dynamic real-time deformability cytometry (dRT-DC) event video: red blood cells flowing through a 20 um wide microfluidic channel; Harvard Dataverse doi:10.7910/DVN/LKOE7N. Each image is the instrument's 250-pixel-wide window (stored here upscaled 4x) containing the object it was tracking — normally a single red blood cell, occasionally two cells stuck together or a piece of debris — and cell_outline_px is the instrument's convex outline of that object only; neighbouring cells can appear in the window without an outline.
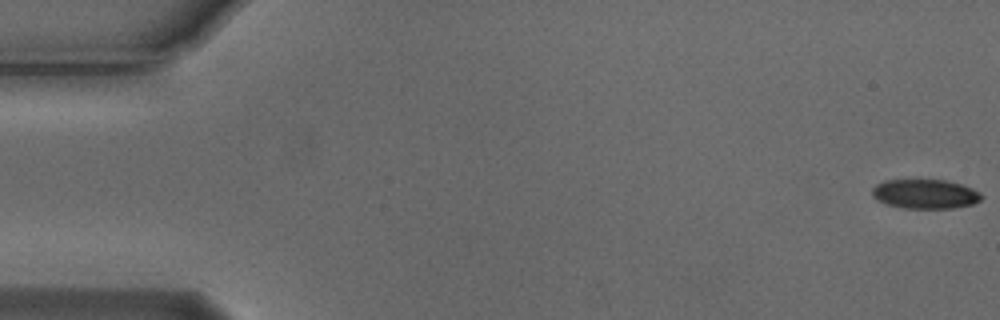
{"species": "Egyptian fruit bat (a non-hibernating species)", "species_latin": "Rousettus aegyptiacus", "temperature_condition": "cold", "stored_images_in_passage": 5, "camera_frame_rate_fps": 3000, "um_per_image_px": 0.085, "animal": {"sex": "male"}, "frame": {"image": 1, "passage_image": 1, "time_ms": 0.0, "image_size_px": [1000, 320], "cell_outline_px": [[984, 196], [980, 200], [972, 204], [952, 208], [904, 208], [888, 204], [876, 200], [872, 196], [872, 188], [876, 184], [884, 180], [944, 180], [960, 184], [972, 188], [980, 192]], "centroid_in_image_um": [78.62, 16.48], "position_along_channel_um": 6.4, "area_um2": 18.67}}
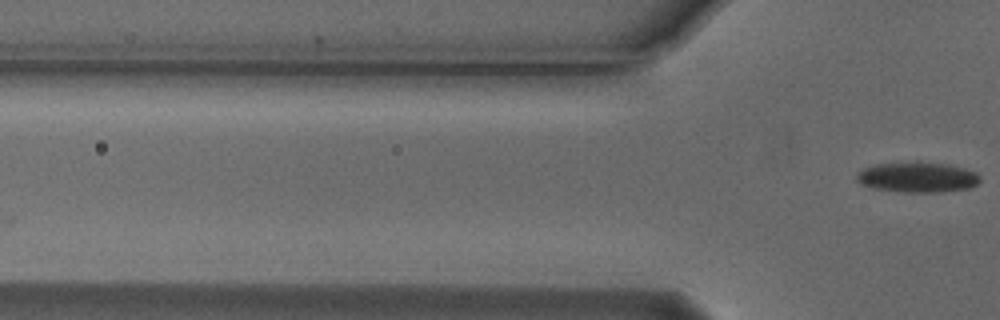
{"frame": {"image": 2, "passage_image": 5, "time_ms": 1.333, "image_size_px": [1000, 320], "cell_outline_px": [[980, 180], [976, 184], [968, 188], [940, 192], [904, 192], [872, 188], [860, 184], [856, 180], [856, 176], [864, 168], [872, 164], [916, 160], [920, 160], [948, 164], [964, 168], [976, 172], [980, 176]], "centroid_in_image_um": [77.96, 15.03], "position_along_channel_um": 47.8, "area_um2": 22.31}}